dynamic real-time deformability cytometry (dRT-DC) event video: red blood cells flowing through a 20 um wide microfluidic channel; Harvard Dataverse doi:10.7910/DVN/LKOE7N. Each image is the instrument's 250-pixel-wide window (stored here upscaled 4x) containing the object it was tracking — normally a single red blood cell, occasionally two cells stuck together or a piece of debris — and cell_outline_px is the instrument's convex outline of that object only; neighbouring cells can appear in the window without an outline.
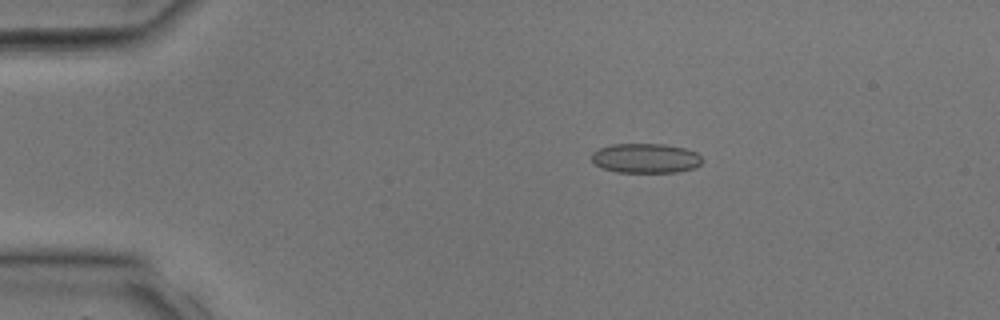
{"species": "common noctule bat (a hibernating species)", "species_latin": "Nyctalus noctula", "temperature_condition": "room temperature", "stored_images_in_passage": 34, "camera_frame_rate_fps": 3000, "um_per_image_px": 0.085, "animal": {"sex": "male", "body_mass_g": 17.9, "forearm_length_mm": 54.2}, "frame": {"image": 1, "passage_image": 7, "time_ms": 2.0, "image_size_px": [1000, 320], "cell_outline_px": [[704, 160], [696, 168], [676, 172], [616, 172], [600, 168], [592, 160], [592, 152], [600, 148], [612, 144], [664, 144], [684, 148], [696, 152]], "centroid_in_image_um": [54.89, 13.45], "position_along_channel_um": 30.1, "area_um2": 19.19}}
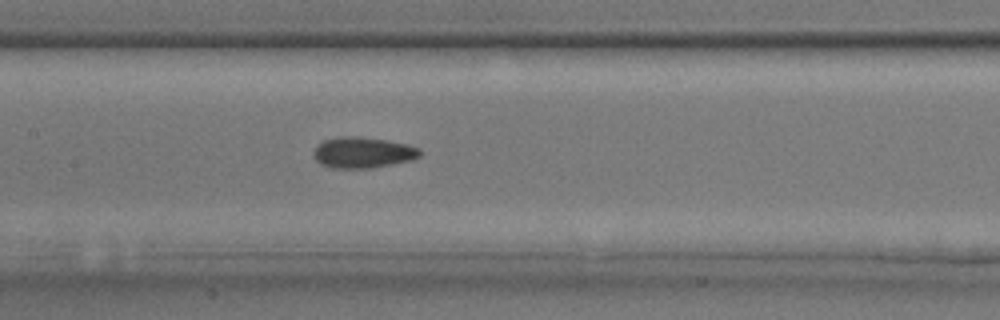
{"frame": {"image": 2, "passage_image": 17, "time_ms": 5.333, "image_size_px": [1000, 320], "cell_outline_px": [[420, 156], [412, 160], [372, 168], [332, 168], [320, 164], [316, 160], [312, 152], [324, 140], [340, 136], [356, 136], [388, 140], [408, 144], [420, 148]], "centroid_in_image_um": [30.85, 12.96], "position_along_channel_um": 176.5, "area_um2": 19.25}}
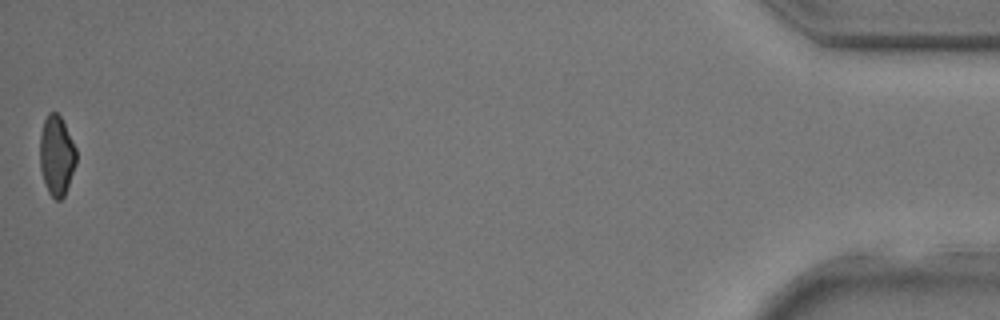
{"frame": {"image": 3, "passage_image": 34, "time_ms": 11.0, "image_size_px": [1000, 320], "cell_outline_px": [[76, 164], [64, 196], [60, 200], [56, 200], [48, 192], [40, 168], [40, 136], [44, 120], [48, 112], [56, 112], [60, 116], [76, 148]], "centroid_in_image_um": [4.81, 13.22], "position_along_channel_um": 430.4, "area_um2": 16.76}}